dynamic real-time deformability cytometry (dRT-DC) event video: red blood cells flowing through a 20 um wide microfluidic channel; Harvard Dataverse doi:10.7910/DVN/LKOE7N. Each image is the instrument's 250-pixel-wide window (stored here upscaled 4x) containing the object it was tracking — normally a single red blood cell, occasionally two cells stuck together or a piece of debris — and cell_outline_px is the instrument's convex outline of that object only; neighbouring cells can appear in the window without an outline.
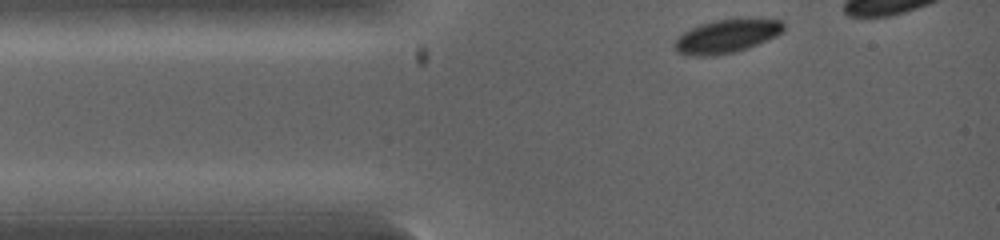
{"species": "common noctule bat (a hibernating species)", "species_latin": "Nyctalus noctula", "temperature_condition": "warm", "stored_images_in_passage": 6, "camera_frame_rate_fps": 5000, "um_per_image_px": 0.085, "animal": {"sex": "female", "body_mass_g": 19.0, "forearm_length_mm": 53.3}, "frame": {"image": 1, "passage_image": 1, "time_ms": 0.0, "image_size_px": [1000, 240], "cell_outline_px": [[784, 28], [776, 36], [748, 48], [736, 52], [716, 56], [696, 56], [680, 52], [676, 48], [676, 40], [684, 32], [700, 24], [716, 20], [780, 20], [784, 24]], "centroid_in_image_um": [61.77, 3.1], "position_along_channel_um": 23.2, "area_um2": 20.52}}
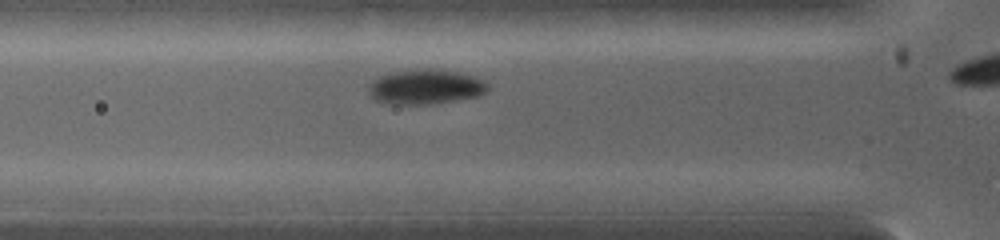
{"frame": {"image": 2, "passage_image": 5, "time_ms": 1.6, "image_size_px": [1000, 240], "cell_outline_px": [[488, 88], [484, 92], [476, 96], [432, 104], [388, 104], [376, 100], [368, 92], [368, 84], [372, 80], [388, 72], [428, 68], [432, 68], [456, 72], [472, 76], [488, 84]], "centroid_in_image_um": [36.09, 7.38], "position_along_channel_um": 89.7, "area_um2": 23.99}}